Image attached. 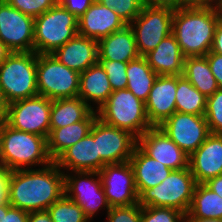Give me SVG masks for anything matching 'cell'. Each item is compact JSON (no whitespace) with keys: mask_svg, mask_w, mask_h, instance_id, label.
I'll list each match as a JSON object with an SVG mask.
<instances>
[{"mask_svg":"<svg viewBox=\"0 0 222 222\" xmlns=\"http://www.w3.org/2000/svg\"><path fill=\"white\" fill-rule=\"evenodd\" d=\"M65 194L64 172L53 161L36 169L10 171L8 203L27 212L47 210Z\"/></svg>","mask_w":222,"mask_h":222,"instance_id":"cell-1","label":"cell"},{"mask_svg":"<svg viewBox=\"0 0 222 222\" xmlns=\"http://www.w3.org/2000/svg\"><path fill=\"white\" fill-rule=\"evenodd\" d=\"M222 11L213 8L183 7L174 10L172 34L183 56H205L211 51L215 29Z\"/></svg>","mask_w":222,"mask_h":222,"instance_id":"cell-2","label":"cell"},{"mask_svg":"<svg viewBox=\"0 0 222 222\" xmlns=\"http://www.w3.org/2000/svg\"><path fill=\"white\" fill-rule=\"evenodd\" d=\"M52 162L46 137L13 129L6 122L0 123L1 166L14 171L42 168Z\"/></svg>","mask_w":222,"mask_h":222,"instance_id":"cell-3","label":"cell"},{"mask_svg":"<svg viewBox=\"0 0 222 222\" xmlns=\"http://www.w3.org/2000/svg\"><path fill=\"white\" fill-rule=\"evenodd\" d=\"M96 112L105 124L128 131L137 139L153 127L145 103L128 89L113 91Z\"/></svg>","mask_w":222,"mask_h":222,"instance_id":"cell-4","label":"cell"},{"mask_svg":"<svg viewBox=\"0 0 222 222\" xmlns=\"http://www.w3.org/2000/svg\"><path fill=\"white\" fill-rule=\"evenodd\" d=\"M37 54L12 52L0 65V88L8 104L38 96Z\"/></svg>","mask_w":222,"mask_h":222,"instance_id":"cell-5","label":"cell"},{"mask_svg":"<svg viewBox=\"0 0 222 222\" xmlns=\"http://www.w3.org/2000/svg\"><path fill=\"white\" fill-rule=\"evenodd\" d=\"M78 34V18L60 5L34 18V52L52 54Z\"/></svg>","mask_w":222,"mask_h":222,"instance_id":"cell-6","label":"cell"},{"mask_svg":"<svg viewBox=\"0 0 222 222\" xmlns=\"http://www.w3.org/2000/svg\"><path fill=\"white\" fill-rule=\"evenodd\" d=\"M196 184L190 168L172 170L160 184L145 189L138 196V204L141 207L174 208L186 214Z\"/></svg>","mask_w":222,"mask_h":222,"instance_id":"cell-7","label":"cell"},{"mask_svg":"<svg viewBox=\"0 0 222 222\" xmlns=\"http://www.w3.org/2000/svg\"><path fill=\"white\" fill-rule=\"evenodd\" d=\"M38 95L50 100L78 97L80 73L69 69L52 54H37Z\"/></svg>","mask_w":222,"mask_h":222,"instance_id":"cell-8","label":"cell"},{"mask_svg":"<svg viewBox=\"0 0 222 222\" xmlns=\"http://www.w3.org/2000/svg\"><path fill=\"white\" fill-rule=\"evenodd\" d=\"M65 195L84 211L91 222L110 210L99 172H64ZM102 211V212H101ZM101 213H103L101 215Z\"/></svg>","mask_w":222,"mask_h":222,"instance_id":"cell-9","label":"cell"},{"mask_svg":"<svg viewBox=\"0 0 222 222\" xmlns=\"http://www.w3.org/2000/svg\"><path fill=\"white\" fill-rule=\"evenodd\" d=\"M174 10L168 7H143L129 24L140 56H145L172 33Z\"/></svg>","mask_w":222,"mask_h":222,"instance_id":"cell-10","label":"cell"},{"mask_svg":"<svg viewBox=\"0 0 222 222\" xmlns=\"http://www.w3.org/2000/svg\"><path fill=\"white\" fill-rule=\"evenodd\" d=\"M51 100L35 96L8 104L6 123L13 129L48 139L50 134Z\"/></svg>","mask_w":222,"mask_h":222,"instance_id":"cell-11","label":"cell"},{"mask_svg":"<svg viewBox=\"0 0 222 222\" xmlns=\"http://www.w3.org/2000/svg\"><path fill=\"white\" fill-rule=\"evenodd\" d=\"M97 140L100 170L107 164L129 161L137 145L130 132L105 124L96 118L89 132Z\"/></svg>","mask_w":222,"mask_h":222,"instance_id":"cell-12","label":"cell"},{"mask_svg":"<svg viewBox=\"0 0 222 222\" xmlns=\"http://www.w3.org/2000/svg\"><path fill=\"white\" fill-rule=\"evenodd\" d=\"M0 40L12 52L34 51V18L0 0Z\"/></svg>","mask_w":222,"mask_h":222,"instance_id":"cell-13","label":"cell"},{"mask_svg":"<svg viewBox=\"0 0 222 222\" xmlns=\"http://www.w3.org/2000/svg\"><path fill=\"white\" fill-rule=\"evenodd\" d=\"M158 127L189 156L211 134L204 116L177 111Z\"/></svg>","mask_w":222,"mask_h":222,"instance_id":"cell-14","label":"cell"},{"mask_svg":"<svg viewBox=\"0 0 222 222\" xmlns=\"http://www.w3.org/2000/svg\"><path fill=\"white\" fill-rule=\"evenodd\" d=\"M99 175L110 207L138 204L134 171L129 161L105 165Z\"/></svg>","mask_w":222,"mask_h":222,"instance_id":"cell-15","label":"cell"},{"mask_svg":"<svg viewBox=\"0 0 222 222\" xmlns=\"http://www.w3.org/2000/svg\"><path fill=\"white\" fill-rule=\"evenodd\" d=\"M137 145L150 157L172 170L189 168V155L159 127H151L137 139Z\"/></svg>","mask_w":222,"mask_h":222,"instance_id":"cell-16","label":"cell"},{"mask_svg":"<svg viewBox=\"0 0 222 222\" xmlns=\"http://www.w3.org/2000/svg\"><path fill=\"white\" fill-rule=\"evenodd\" d=\"M189 168L197 184L222 174V135L210 134L189 156Z\"/></svg>","mask_w":222,"mask_h":222,"instance_id":"cell-17","label":"cell"},{"mask_svg":"<svg viewBox=\"0 0 222 222\" xmlns=\"http://www.w3.org/2000/svg\"><path fill=\"white\" fill-rule=\"evenodd\" d=\"M177 76L158 75L145 102L150 124L158 127L176 112Z\"/></svg>","mask_w":222,"mask_h":222,"instance_id":"cell-18","label":"cell"},{"mask_svg":"<svg viewBox=\"0 0 222 222\" xmlns=\"http://www.w3.org/2000/svg\"><path fill=\"white\" fill-rule=\"evenodd\" d=\"M126 25L113 9L99 2H93L78 18V34L99 41Z\"/></svg>","mask_w":222,"mask_h":222,"instance_id":"cell-19","label":"cell"},{"mask_svg":"<svg viewBox=\"0 0 222 222\" xmlns=\"http://www.w3.org/2000/svg\"><path fill=\"white\" fill-rule=\"evenodd\" d=\"M52 55L69 69L82 73L99 62L98 41L77 34Z\"/></svg>","mask_w":222,"mask_h":222,"instance_id":"cell-20","label":"cell"},{"mask_svg":"<svg viewBox=\"0 0 222 222\" xmlns=\"http://www.w3.org/2000/svg\"><path fill=\"white\" fill-rule=\"evenodd\" d=\"M63 172L100 171V154L97 140L88 133L80 141L66 149L55 161Z\"/></svg>","mask_w":222,"mask_h":222,"instance_id":"cell-21","label":"cell"},{"mask_svg":"<svg viewBox=\"0 0 222 222\" xmlns=\"http://www.w3.org/2000/svg\"><path fill=\"white\" fill-rule=\"evenodd\" d=\"M144 57L157 75L183 76L185 57L172 33Z\"/></svg>","mask_w":222,"mask_h":222,"instance_id":"cell-22","label":"cell"},{"mask_svg":"<svg viewBox=\"0 0 222 222\" xmlns=\"http://www.w3.org/2000/svg\"><path fill=\"white\" fill-rule=\"evenodd\" d=\"M113 92L108 75L98 62L80 73V97L93 111H97Z\"/></svg>","mask_w":222,"mask_h":222,"instance_id":"cell-23","label":"cell"},{"mask_svg":"<svg viewBox=\"0 0 222 222\" xmlns=\"http://www.w3.org/2000/svg\"><path fill=\"white\" fill-rule=\"evenodd\" d=\"M99 60L128 63L140 57L130 25L98 41Z\"/></svg>","mask_w":222,"mask_h":222,"instance_id":"cell-24","label":"cell"},{"mask_svg":"<svg viewBox=\"0 0 222 222\" xmlns=\"http://www.w3.org/2000/svg\"><path fill=\"white\" fill-rule=\"evenodd\" d=\"M135 178V185L140 195L145 189L155 187L169 176L172 169L148 156L138 145L129 160Z\"/></svg>","mask_w":222,"mask_h":222,"instance_id":"cell-25","label":"cell"},{"mask_svg":"<svg viewBox=\"0 0 222 222\" xmlns=\"http://www.w3.org/2000/svg\"><path fill=\"white\" fill-rule=\"evenodd\" d=\"M96 118L97 112L92 110L82 121L62 128H50L47 143L51 159L55 161L66 149L85 137Z\"/></svg>","mask_w":222,"mask_h":222,"instance_id":"cell-26","label":"cell"},{"mask_svg":"<svg viewBox=\"0 0 222 222\" xmlns=\"http://www.w3.org/2000/svg\"><path fill=\"white\" fill-rule=\"evenodd\" d=\"M91 111L80 97L51 100L50 128H62L82 121Z\"/></svg>","mask_w":222,"mask_h":222,"instance_id":"cell-27","label":"cell"},{"mask_svg":"<svg viewBox=\"0 0 222 222\" xmlns=\"http://www.w3.org/2000/svg\"><path fill=\"white\" fill-rule=\"evenodd\" d=\"M183 76L207 98L219 89L206 56L186 57Z\"/></svg>","mask_w":222,"mask_h":222,"instance_id":"cell-28","label":"cell"},{"mask_svg":"<svg viewBox=\"0 0 222 222\" xmlns=\"http://www.w3.org/2000/svg\"><path fill=\"white\" fill-rule=\"evenodd\" d=\"M127 87L139 100L144 103L158 75L148 65L144 56L129 61L126 68Z\"/></svg>","mask_w":222,"mask_h":222,"instance_id":"cell-29","label":"cell"},{"mask_svg":"<svg viewBox=\"0 0 222 222\" xmlns=\"http://www.w3.org/2000/svg\"><path fill=\"white\" fill-rule=\"evenodd\" d=\"M185 217L222 220V198L205 184H196L192 201Z\"/></svg>","mask_w":222,"mask_h":222,"instance_id":"cell-30","label":"cell"},{"mask_svg":"<svg viewBox=\"0 0 222 222\" xmlns=\"http://www.w3.org/2000/svg\"><path fill=\"white\" fill-rule=\"evenodd\" d=\"M176 111L204 116L207 97L201 94L184 76H177Z\"/></svg>","mask_w":222,"mask_h":222,"instance_id":"cell-31","label":"cell"},{"mask_svg":"<svg viewBox=\"0 0 222 222\" xmlns=\"http://www.w3.org/2000/svg\"><path fill=\"white\" fill-rule=\"evenodd\" d=\"M47 211L53 222H91L79 205L65 194L54 202Z\"/></svg>","mask_w":222,"mask_h":222,"instance_id":"cell-32","label":"cell"},{"mask_svg":"<svg viewBox=\"0 0 222 222\" xmlns=\"http://www.w3.org/2000/svg\"><path fill=\"white\" fill-rule=\"evenodd\" d=\"M204 117L210 133L222 135V88H219L207 98Z\"/></svg>","mask_w":222,"mask_h":222,"instance_id":"cell-33","label":"cell"},{"mask_svg":"<svg viewBox=\"0 0 222 222\" xmlns=\"http://www.w3.org/2000/svg\"><path fill=\"white\" fill-rule=\"evenodd\" d=\"M141 222H185V214L174 208L141 207Z\"/></svg>","mask_w":222,"mask_h":222,"instance_id":"cell-34","label":"cell"},{"mask_svg":"<svg viewBox=\"0 0 222 222\" xmlns=\"http://www.w3.org/2000/svg\"><path fill=\"white\" fill-rule=\"evenodd\" d=\"M99 3L113 9L129 25L143 8L140 0H100Z\"/></svg>","mask_w":222,"mask_h":222,"instance_id":"cell-35","label":"cell"},{"mask_svg":"<svg viewBox=\"0 0 222 222\" xmlns=\"http://www.w3.org/2000/svg\"><path fill=\"white\" fill-rule=\"evenodd\" d=\"M99 63L107 73L113 91L126 89L128 83L126 74L127 63L110 60H99Z\"/></svg>","mask_w":222,"mask_h":222,"instance_id":"cell-36","label":"cell"},{"mask_svg":"<svg viewBox=\"0 0 222 222\" xmlns=\"http://www.w3.org/2000/svg\"><path fill=\"white\" fill-rule=\"evenodd\" d=\"M9 5L33 18L58 4V0H5Z\"/></svg>","mask_w":222,"mask_h":222,"instance_id":"cell-37","label":"cell"},{"mask_svg":"<svg viewBox=\"0 0 222 222\" xmlns=\"http://www.w3.org/2000/svg\"><path fill=\"white\" fill-rule=\"evenodd\" d=\"M104 217L105 222H141V206L111 207Z\"/></svg>","mask_w":222,"mask_h":222,"instance_id":"cell-38","label":"cell"},{"mask_svg":"<svg viewBox=\"0 0 222 222\" xmlns=\"http://www.w3.org/2000/svg\"><path fill=\"white\" fill-rule=\"evenodd\" d=\"M93 2V0H58V5L80 18Z\"/></svg>","mask_w":222,"mask_h":222,"instance_id":"cell-39","label":"cell"},{"mask_svg":"<svg viewBox=\"0 0 222 222\" xmlns=\"http://www.w3.org/2000/svg\"><path fill=\"white\" fill-rule=\"evenodd\" d=\"M205 56L207 57L218 87L222 88V55L209 51Z\"/></svg>","mask_w":222,"mask_h":222,"instance_id":"cell-40","label":"cell"},{"mask_svg":"<svg viewBox=\"0 0 222 222\" xmlns=\"http://www.w3.org/2000/svg\"><path fill=\"white\" fill-rule=\"evenodd\" d=\"M29 212L11 206L7 202V213L4 222H28Z\"/></svg>","mask_w":222,"mask_h":222,"instance_id":"cell-41","label":"cell"},{"mask_svg":"<svg viewBox=\"0 0 222 222\" xmlns=\"http://www.w3.org/2000/svg\"><path fill=\"white\" fill-rule=\"evenodd\" d=\"M143 7H168L173 10L183 7L185 0H140Z\"/></svg>","mask_w":222,"mask_h":222,"instance_id":"cell-42","label":"cell"},{"mask_svg":"<svg viewBox=\"0 0 222 222\" xmlns=\"http://www.w3.org/2000/svg\"><path fill=\"white\" fill-rule=\"evenodd\" d=\"M10 170L0 165V204L8 202V179Z\"/></svg>","mask_w":222,"mask_h":222,"instance_id":"cell-43","label":"cell"},{"mask_svg":"<svg viewBox=\"0 0 222 222\" xmlns=\"http://www.w3.org/2000/svg\"><path fill=\"white\" fill-rule=\"evenodd\" d=\"M189 7L213 8L222 11V0H185Z\"/></svg>","mask_w":222,"mask_h":222,"instance_id":"cell-44","label":"cell"},{"mask_svg":"<svg viewBox=\"0 0 222 222\" xmlns=\"http://www.w3.org/2000/svg\"><path fill=\"white\" fill-rule=\"evenodd\" d=\"M211 52H215L222 55V17L217 23L214 40L211 48Z\"/></svg>","mask_w":222,"mask_h":222,"instance_id":"cell-45","label":"cell"},{"mask_svg":"<svg viewBox=\"0 0 222 222\" xmlns=\"http://www.w3.org/2000/svg\"><path fill=\"white\" fill-rule=\"evenodd\" d=\"M28 222H53L47 210L29 212Z\"/></svg>","mask_w":222,"mask_h":222,"instance_id":"cell-46","label":"cell"},{"mask_svg":"<svg viewBox=\"0 0 222 222\" xmlns=\"http://www.w3.org/2000/svg\"><path fill=\"white\" fill-rule=\"evenodd\" d=\"M204 184L222 198V174L209 179Z\"/></svg>","mask_w":222,"mask_h":222,"instance_id":"cell-47","label":"cell"},{"mask_svg":"<svg viewBox=\"0 0 222 222\" xmlns=\"http://www.w3.org/2000/svg\"><path fill=\"white\" fill-rule=\"evenodd\" d=\"M8 113V103L0 88V123L5 122Z\"/></svg>","mask_w":222,"mask_h":222,"instance_id":"cell-48","label":"cell"},{"mask_svg":"<svg viewBox=\"0 0 222 222\" xmlns=\"http://www.w3.org/2000/svg\"><path fill=\"white\" fill-rule=\"evenodd\" d=\"M12 51L0 40V65L8 58Z\"/></svg>","mask_w":222,"mask_h":222,"instance_id":"cell-49","label":"cell"},{"mask_svg":"<svg viewBox=\"0 0 222 222\" xmlns=\"http://www.w3.org/2000/svg\"><path fill=\"white\" fill-rule=\"evenodd\" d=\"M185 222H222V220L215 218L185 217Z\"/></svg>","mask_w":222,"mask_h":222,"instance_id":"cell-50","label":"cell"},{"mask_svg":"<svg viewBox=\"0 0 222 222\" xmlns=\"http://www.w3.org/2000/svg\"><path fill=\"white\" fill-rule=\"evenodd\" d=\"M6 213H7V203L0 204V222L5 221Z\"/></svg>","mask_w":222,"mask_h":222,"instance_id":"cell-51","label":"cell"}]
</instances>
